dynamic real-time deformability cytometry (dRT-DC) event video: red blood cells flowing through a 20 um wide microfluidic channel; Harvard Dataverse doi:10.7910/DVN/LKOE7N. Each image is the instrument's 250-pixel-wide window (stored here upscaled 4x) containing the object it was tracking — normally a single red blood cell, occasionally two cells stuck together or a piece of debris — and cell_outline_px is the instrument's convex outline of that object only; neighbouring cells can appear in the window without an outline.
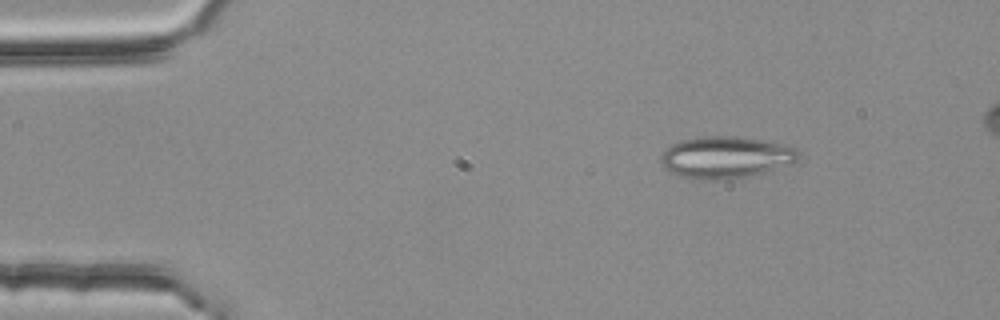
{"species": "common noctule bat (a hibernating species)", "species_latin": "Nyctalus noctula", "temperature_condition": "room temperature", "stored_images_in_passage": 3, "segment_of_instrument_passage": [1, 2], "camera_frame_rate_fps": 3000, "um_per_image_px": 0.085, "animal": {"sex": "female", "body_mass_g": 25.1}, "frame": {"image": 1, "passage_image": 1, "time_ms": 0.0, "image_size_px": [1000, 320], "cell_outline_px": [[800, 156], [796, 160], [748, 176], [716, 180], [700, 180], [680, 176], [668, 172], [664, 168], [660, 160], [660, 156], [672, 144], [684, 140], [704, 136], [732, 136], [760, 140], [780, 144], [796, 148]], "centroid_in_image_um": [61.59, 13.37], "position_along_channel_um": 23.4, "area_um2": 32.77}}